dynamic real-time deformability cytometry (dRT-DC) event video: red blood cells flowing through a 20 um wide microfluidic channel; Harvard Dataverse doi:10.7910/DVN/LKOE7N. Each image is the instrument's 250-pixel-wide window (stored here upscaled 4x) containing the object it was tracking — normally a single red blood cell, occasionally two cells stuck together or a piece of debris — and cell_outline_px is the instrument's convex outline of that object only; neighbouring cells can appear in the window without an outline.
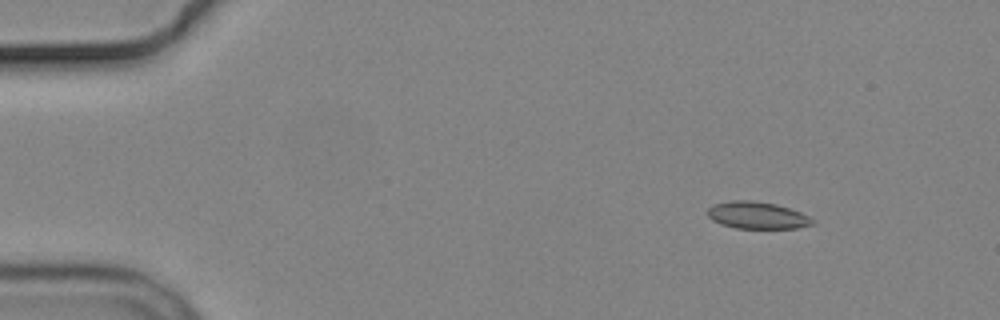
{"species": "common noctule bat (a hibernating species)", "species_latin": "Nyctalus noctula", "temperature_condition": "cold", "stored_images_in_passage": 5, "camera_frame_rate_fps": 3000, "um_per_image_px": 0.085, "animal": {"sex": "male", "body_mass_g": 19.2, "forearm_length_mm": 51.8}, "frame": {"image": 1, "passage_image": 1, "time_ms": 0.0, "image_size_px": [1000, 320], "cell_outline_px": [[816, 224], [796, 228], [736, 228], [720, 224], [712, 220], [708, 216], [708, 208], [712, 204], [732, 200], [752, 200], [776, 204], [800, 212], [816, 220]], "centroid_in_image_um": [64.36, 18.3], "position_along_channel_um": 20.6, "area_um2": 16.65}}
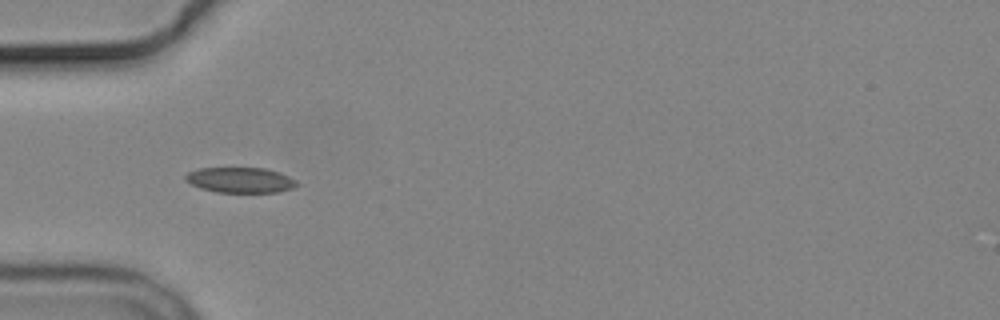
{"frame": {"image": 2, "passage_image": 4, "time_ms": 3.667, "image_size_px": [1000, 320], "cell_outline_px": [[300, 184], [292, 188], [280, 192], [216, 192], [200, 188], [184, 180], [184, 176], [188, 172], [200, 168], [264, 168], [280, 172], [296, 180]], "centroid_in_image_um": [20.43, 15.3], "position_along_channel_um": 64.6, "area_um2": 16.53}}
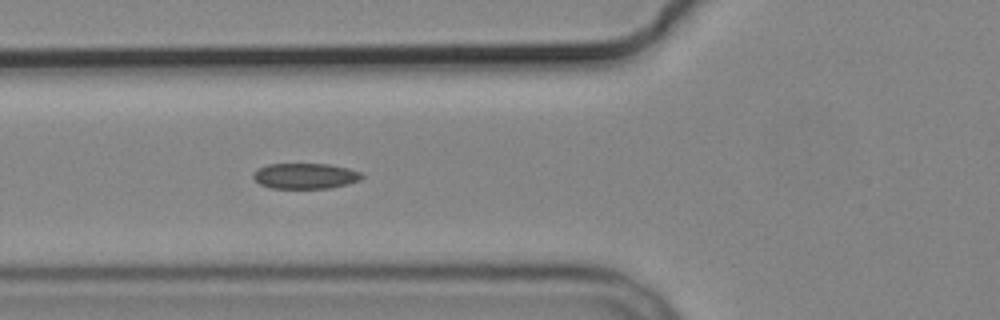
{"frame": {"image": 3, "passage_image": 5, "time_ms": 4.667, "image_size_px": [1000, 320], "cell_outline_px": [[364, 176], [360, 180], [348, 184], [328, 188], [272, 188], [260, 184], [252, 176], [252, 172], [268, 164], [328, 164], [348, 168], [360, 172]], "centroid_in_image_um": [25.95, 14.95], "position_along_channel_um": 99.9, "area_um2": 16.13}}